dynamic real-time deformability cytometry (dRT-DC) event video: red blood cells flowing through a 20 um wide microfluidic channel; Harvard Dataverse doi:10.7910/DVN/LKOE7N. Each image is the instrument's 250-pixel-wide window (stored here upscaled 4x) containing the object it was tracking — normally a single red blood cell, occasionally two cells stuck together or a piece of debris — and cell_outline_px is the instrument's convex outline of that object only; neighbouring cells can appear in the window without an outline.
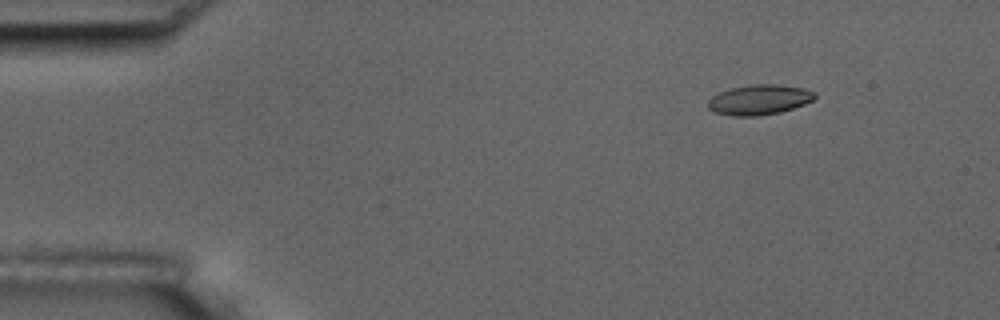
{"species": "common noctule bat (a hibernating species)", "species_latin": "Nyctalus noctula", "temperature_condition": "room temperature", "stored_images_in_passage": 6, "camera_frame_rate_fps": 3000, "um_per_image_px": 0.085, "animal": {"sex": "male", "body_mass_g": 17.5, "forearm_length_mm": 52.3}, "frame": {"image": 1, "passage_image": 2, "time_ms": 0.333, "image_size_px": [1000, 320], "cell_outline_px": [[816, 96], [812, 100], [804, 104], [780, 112], [756, 116], [732, 116], [716, 112], [708, 108], [708, 100], [712, 96], [720, 92], [732, 88], [752, 84], [776, 84], [804, 88], [816, 92]], "centroid_in_image_um": [64.54, 8.47], "position_along_channel_um": 20.5, "area_um2": 18.61}}